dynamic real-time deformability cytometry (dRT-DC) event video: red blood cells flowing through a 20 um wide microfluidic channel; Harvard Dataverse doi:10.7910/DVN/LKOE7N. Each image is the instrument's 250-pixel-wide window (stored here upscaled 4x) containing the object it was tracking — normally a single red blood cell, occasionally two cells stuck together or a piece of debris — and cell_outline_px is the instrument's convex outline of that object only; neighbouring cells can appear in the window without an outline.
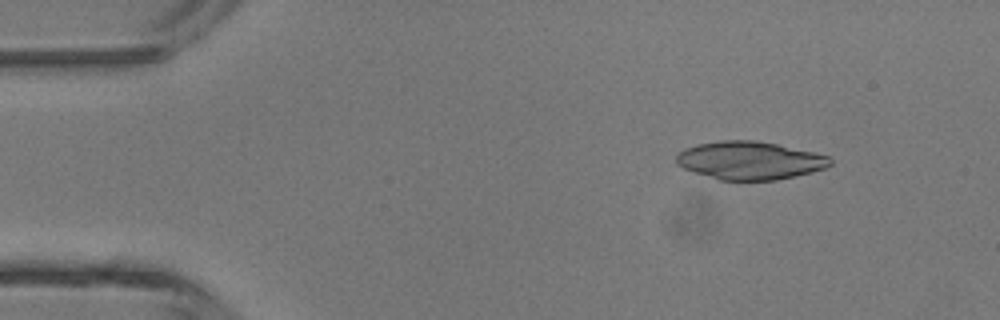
{"species": "common noctule bat (a hibernating species)", "species_latin": "Nyctalus noctula", "temperature_condition": "room temperature", "stored_images_in_passage": 3, "camera_frame_rate_fps": 3000, "um_per_image_px": 0.085, "animal": {"sex": "male", "body_mass_g": 13.3}, "frame": {"image": 1, "passage_image": 2, "time_ms": 1.333, "image_size_px": [1000, 320], "cell_outline_px": [[832, 164], [824, 168], [812, 172], [796, 176], [776, 180], [716, 180], [692, 172], [676, 164], [676, 156], [684, 148], [696, 144], [720, 140], [756, 140], [776, 144], [812, 152], [828, 156], [832, 160]], "centroid_in_image_um": [63.68, 13.64], "position_along_channel_um": 21.3, "area_um2": 34.28}}